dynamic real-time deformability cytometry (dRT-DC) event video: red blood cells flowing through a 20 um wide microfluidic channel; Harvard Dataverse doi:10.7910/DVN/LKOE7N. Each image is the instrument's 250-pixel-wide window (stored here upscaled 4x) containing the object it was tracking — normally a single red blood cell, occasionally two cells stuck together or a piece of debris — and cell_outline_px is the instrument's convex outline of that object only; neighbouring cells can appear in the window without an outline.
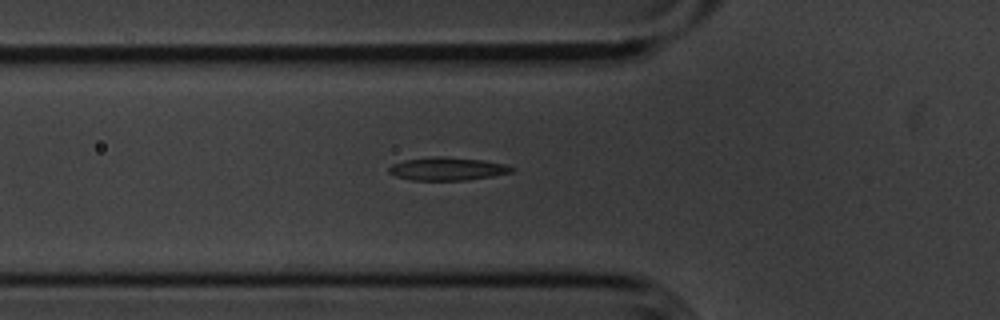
{"species": "common noctule bat (a hibernating species)", "species_latin": "Nyctalus noctula", "temperature_condition": "cold", "stored_images_in_passage": 36, "camera_frame_rate_fps": 3000, "um_per_image_px": 0.085, "animal": {"sex": "male", "body_mass_g": 20.1, "forearm_length_mm": 53.5}, "frame": {"image": 1, "passage_image": 2, "time_ms": 0.333, "image_size_px": [1000, 320], "cell_outline_px": [[516, 168], [512, 172], [492, 176], [468, 180], [412, 180], [396, 176], [388, 172], [388, 168], [392, 164], [404, 160], [436, 156], [444, 156], [480, 160], [504, 164]], "centroid_in_image_um": [38.01, 14.35], "position_along_channel_um": 87.8, "area_um2": 16.42}}
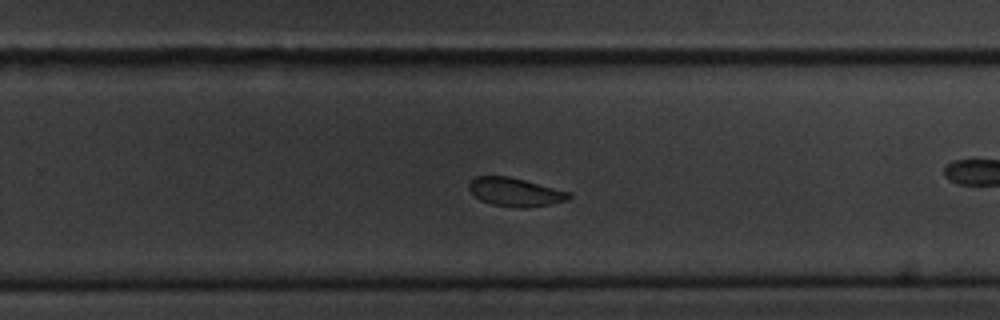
{"frame": {"image": 2, "passage_image": 15, "time_ms": 4.667, "image_size_px": [1000, 320], "cell_outline_px": [[572, 196], [568, 200], [552, 204], [524, 208], [492, 204], [480, 200], [468, 188], [468, 184], [476, 176], [508, 176], [572, 192]], "centroid_in_image_um": [43.83, 16.32], "position_along_channel_um": 286.0, "area_um2": 16.53}}
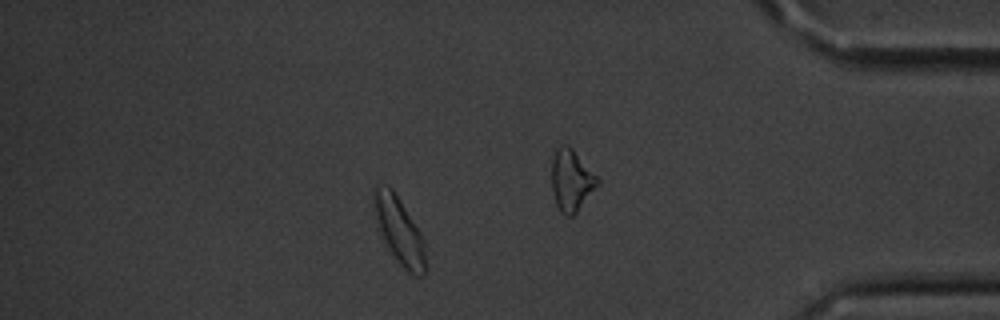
{"frame": {"image": 3, "passage_image": 28, "time_ms": 9.0, "image_size_px": [1000, 320], "cell_outline_px": [[424, 276], [412, 276], [400, 264], [376, 228], [372, 204], [372, 188], [376, 184], [380, 184], [392, 188], [420, 232], [424, 240]], "centroid_in_image_um": [33.86, 19.54], "position_along_channel_um": 401.3, "area_um2": 20.11}}